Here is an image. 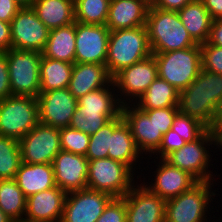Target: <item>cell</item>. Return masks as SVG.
Listing matches in <instances>:
<instances>
[{"label": "cell", "mask_w": 222, "mask_h": 222, "mask_svg": "<svg viewBox=\"0 0 222 222\" xmlns=\"http://www.w3.org/2000/svg\"><path fill=\"white\" fill-rule=\"evenodd\" d=\"M202 70L222 75V47L200 44Z\"/></svg>", "instance_id": "cell-37"}, {"label": "cell", "mask_w": 222, "mask_h": 222, "mask_svg": "<svg viewBox=\"0 0 222 222\" xmlns=\"http://www.w3.org/2000/svg\"><path fill=\"white\" fill-rule=\"evenodd\" d=\"M215 219H213V220H211L212 222H217V221H214ZM209 222H210V220H209ZM220 222H222V218H221V220H220Z\"/></svg>", "instance_id": "cell-52"}, {"label": "cell", "mask_w": 222, "mask_h": 222, "mask_svg": "<svg viewBox=\"0 0 222 222\" xmlns=\"http://www.w3.org/2000/svg\"><path fill=\"white\" fill-rule=\"evenodd\" d=\"M21 8L15 0H0V21L10 23Z\"/></svg>", "instance_id": "cell-42"}, {"label": "cell", "mask_w": 222, "mask_h": 222, "mask_svg": "<svg viewBox=\"0 0 222 222\" xmlns=\"http://www.w3.org/2000/svg\"><path fill=\"white\" fill-rule=\"evenodd\" d=\"M112 82L105 64L74 63L68 89L79 99L81 96L108 86Z\"/></svg>", "instance_id": "cell-23"}, {"label": "cell", "mask_w": 222, "mask_h": 222, "mask_svg": "<svg viewBox=\"0 0 222 222\" xmlns=\"http://www.w3.org/2000/svg\"><path fill=\"white\" fill-rule=\"evenodd\" d=\"M148 9L143 0H111L106 26L110 31L145 26Z\"/></svg>", "instance_id": "cell-24"}, {"label": "cell", "mask_w": 222, "mask_h": 222, "mask_svg": "<svg viewBox=\"0 0 222 222\" xmlns=\"http://www.w3.org/2000/svg\"><path fill=\"white\" fill-rule=\"evenodd\" d=\"M148 6H152L157 0H143Z\"/></svg>", "instance_id": "cell-50"}, {"label": "cell", "mask_w": 222, "mask_h": 222, "mask_svg": "<svg viewBox=\"0 0 222 222\" xmlns=\"http://www.w3.org/2000/svg\"><path fill=\"white\" fill-rule=\"evenodd\" d=\"M0 222H14L10 217H8L1 209H0Z\"/></svg>", "instance_id": "cell-49"}, {"label": "cell", "mask_w": 222, "mask_h": 222, "mask_svg": "<svg viewBox=\"0 0 222 222\" xmlns=\"http://www.w3.org/2000/svg\"><path fill=\"white\" fill-rule=\"evenodd\" d=\"M213 182L217 183L216 181H198L189 190L166 200L164 222H208L211 220L208 216H212L209 212L212 214L211 210L214 206L210 204L216 200L215 197L220 195L217 193L220 192L218 188L217 190L212 188L219 184L214 185Z\"/></svg>", "instance_id": "cell-4"}, {"label": "cell", "mask_w": 222, "mask_h": 222, "mask_svg": "<svg viewBox=\"0 0 222 222\" xmlns=\"http://www.w3.org/2000/svg\"><path fill=\"white\" fill-rule=\"evenodd\" d=\"M192 0H157L152 7L178 12Z\"/></svg>", "instance_id": "cell-44"}, {"label": "cell", "mask_w": 222, "mask_h": 222, "mask_svg": "<svg viewBox=\"0 0 222 222\" xmlns=\"http://www.w3.org/2000/svg\"><path fill=\"white\" fill-rule=\"evenodd\" d=\"M150 163L155 164V171L152 173L149 170L151 182H146V176H139L141 183L146 186L151 192L157 194L164 200L171 199L189 190L198 181L188 172L172 166L165 159L153 158ZM157 159V160H156ZM157 162V164H156ZM157 167V168H156ZM153 176V179H152ZM140 177H143V181Z\"/></svg>", "instance_id": "cell-14"}, {"label": "cell", "mask_w": 222, "mask_h": 222, "mask_svg": "<svg viewBox=\"0 0 222 222\" xmlns=\"http://www.w3.org/2000/svg\"><path fill=\"white\" fill-rule=\"evenodd\" d=\"M0 209L14 222H23L26 197L15 179L0 180Z\"/></svg>", "instance_id": "cell-31"}, {"label": "cell", "mask_w": 222, "mask_h": 222, "mask_svg": "<svg viewBox=\"0 0 222 222\" xmlns=\"http://www.w3.org/2000/svg\"><path fill=\"white\" fill-rule=\"evenodd\" d=\"M39 123L37 97L11 95L0 101V135L17 140Z\"/></svg>", "instance_id": "cell-9"}, {"label": "cell", "mask_w": 222, "mask_h": 222, "mask_svg": "<svg viewBox=\"0 0 222 222\" xmlns=\"http://www.w3.org/2000/svg\"><path fill=\"white\" fill-rule=\"evenodd\" d=\"M14 179L26 198L57 186L53 166L47 163L21 162Z\"/></svg>", "instance_id": "cell-25"}, {"label": "cell", "mask_w": 222, "mask_h": 222, "mask_svg": "<svg viewBox=\"0 0 222 222\" xmlns=\"http://www.w3.org/2000/svg\"><path fill=\"white\" fill-rule=\"evenodd\" d=\"M214 148L217 149L216 152ZM218 149L219 142L217 138L211 129H207L195 141L186 142L180 149L170 153L165 160L172 166L188 172L197 181H215L217 174L213 173L210 168L214 165L211 164L214 162L213 154L217 153Z\"/></svg>", "instance_id": "cell-6"}, {"label": "cell", "mask_w": 222, "mask_h": 222, "mask_svg": "<svg viewBox=\"0 0 222 222\" xmlns=\"http://www.w3.org/2000/svg\"><path fill=\"white\" fill-rule=\"evenodd\" d=\"M15 1L18 2L22 7H31L35 0H15Z\"/></svg>", "instance_id": "cell-48"}, {"label": "cell", "mask_w": 222, "mask_h": 222, "mask_svg": "<svg viewBox=\"0 0 222 222\" xmlns=\"http://www.w3.org/2000/svg\"><path fill=\"white\" fill-rule=\"evenodd\" d=\"M207 43L222 47V18L212 20Z\"/></svg>", "instance_id": "cell-43"}, {"label": "cell", "mask_w": 222, "mask_h": 222, "mask_svg": "<svg viewBox=\"0 0 222 222\" xmlns=\"http://www.w3.org/2000/svg\"><path fill=\"white\" fill-rule=\"evenodd\" d=\"M11 48L41 52L49 36V29L32 7H22L10 22Z\"/></svg>", "instance_id": "cell-13"}, {"label": "cell", "mask_w": 222, "mask_h": 222, "mask_svg": "<svg viewBox=\"0 0 222 222\" xmlns=\"http://www.w3.org/2000/svg\"><path fill=\"white\" fill-rule=\"evenodd\" d=\"M113 81L106 87L89 92L78 99L70 128L92 135L121 113Z\"/></svg>", "instance_id": "cell-2"}, {"label": "cell", "mask_w": 222, "mask_h": 222, "mask_svg": "<svg viewBox=\"0 0 222 222\" xmlns=\"http://www.w3.org/2000/svg\"><path fill=\"white\" fill-rule=\"evenodd\" d=\"M171 129L176 131V134L181 136L186 142L195 141L207 130L198 120L180 112L173 119Z\"/></svg>", "instance_id": "cell-36"}, {"label": "cell", "mask_w": 222, "mask_h": 222, "mask_svg": "<svg viewBox=\"0 0 222 222\" xmlns=\"http://www.w3.org/2000/svg\"><path fill=\"white\" fill-rule=\"evenodd\" d=\"M31 7L49 30L75 23L74 0H35Z\"/></svg>", "instance_id": "cell-26"}, {"label": "cell", "mask_w": 222, "mask_h": 222, "mask_svg": "<svg viewBox=\"0 0 222 222\" xmlns=\"http://www.w3.org/2000/svg\"><path fill=\"white\" fill-rule=\"evenodd\" d=\"M158 77L164 79L179 92L187 88L202 69L200 44L180 50L153 54Z\"/></svg>", "instance_id": "cell-7"}, {"label": "cell", "mask_w": 222, "mask_h": 222, "mask_svg": "<svg viewBox=\"0 0 222 222\" xmlns=\"http://www.w3.org/2000/svg\"><path fill=\"white\" fill-rule=\"evenodd\" d=\"M76 21L51 29L42 56L68 63H75Z\"/></svg>", "instance_id": "cell-27"}, {"label": "cell", "mask_w": 222, "mask_h": 222, "mask_svg": "<svg viewBox=\"0 0 222 222\" xmlns=\"http://www.w3.org/2000/svg\"><path fill=\"white\" fill-rule=\"evenodd\" d=\"M211 131L220 142L222 140V102L218 107Z\"/></svg>", "instance_id": "cell-47"}, {"label": "cell", "mask_w": 222, "mask_h": 222, "mask_svg": "<svg viewBox=\"0 0 222 222\" xmlns=\"http://www.w3.org/2000/svg\"><path fill=\"white\" fill-rule=\"evenodd\" d=\"M150 55L152 53L145 26L110 32L105 65L112 77L121 69Z\"/></svg>", "instance_id": "cell-5"}, {"label": "cell", "mask_w": 222, "mask_h": 222, "mask_svg": "<svg viewBox=\"0 0 222 222\" xmlns=\"http://www.w3.org/2000/svg\"><path fill=\"white\" fill-rule=\"evenodd\" d=\"M182 24L197 44L206 43L212 18L201 0H192L178 11Z\"/></svg>", "instance_id": "cell-28"}, {"label": "cell", "mask_w": 222, "mask_h": 222, "mask_svg": "<svg viewBox=\"0 0 222 222\" xmlns=\"http://www.w3.org/2000/svg\"><path fill=\"white\" fill-rule=\"evenodd\" d=\"M90 135L70 127L60 128L61 150L85 156Z\"/></svg>", "instance_id": "cell-35"}, {"label": "cell", "mask_w": 222, "mask_h": 222, "mask_svg": "<svg viewBox=\"0 0 222 222\" xmlns=\"http://www.w3.org/2000/svg\"><path fill=\"white\" fill-rule=\"evenodd\" d=\"M157 76V63L153 54L121 69L112 77L120 104H135Z\"/></svg>", "instance_id": "cell-11"}, {"label": "cell", "mask_w": 222, "mask_h": 222, "mask_svg": "<svg viewBox=\"0 0 222 222\" xmlns=\"http://www.w3.org/2000/svg\"><path fill=\"white\" fill-rule=\"evenodd\" d=\"M186 144V141L176 134V131H173L172 129H169L162 138V142L158 148V150L152 155L154 157H146L145 161L148 159V163L150 162L152 158H161L165 159L170 153H172L175 150L180 149L182 146ZM159 155V156H158Z\"/></svg>", "instance_id": "cell-38"}, {"label": "cell", "mask_w": 222, "mask_h": 222, "mask_svg": "<svg viewBox=\"0 0 222 222\" xmlns=\"http://www.w3.org/2000/svg\"><path fill=\"white\" fill-rule=\"evenodd\" d=\"M66 195L55 186L29 196L23 222H61Z\"/></svg>", "instance_id": "cell-21"}, {"label": "cell", "mask_w": 222, "mask_h": 222, "mask_svg": "<svg viewBox=\"0 0 222 222\" xmlns=\"http://www.w3.org/2000/svg\"><path fill=\"white\" fill-rule=\"evenodd\" d=\"M110 32L106 25L76 22L75 63L105 64Z\"/></svg>", "instance_id": "cell-17"}, {"label": "cell", "mask_w": 222, "mask_h": 222, "mask_svg": "<svg viewBox=\"0 0 222 222\" xmlns=\"http://www.w3.org/2000/svg\"><path fill=\"white\" fill-rule=\"evenodd\" d=\"M11 49L10 23L0 21V52Z\"/></svg>", "instance_id": "cell-45"}, {"label": "cell", "mask_w": 222, "mask_h": 222, "mask_svg": "<svg viewBox=\"0 0 222 222\" xmlns=\"http://www.w3.org/2000/svg\"><path fill=\"white\" fill-rule=\"evenodd\" d=\"M149 119H153L157 129L164 135L169 129H171L173 119L179 112L178 107H167L153 110H143Z\"/></svg>", "instance_id": "cell-39"}, {"label": "cell", "mask_w": 222, "mask_h": 222, "mask_svg": "<svg viewBox=\"0 0 222 222\" xmlns=\"http://www.w3.org/2000/svg\"><path fill=\"white\" fill-rule=\"evenodd\" d=\"M219 152H221L220 154H222V140L219 142Z\"/></svg>", "instance_id": "cell-51"}, {"label": "cell", "mask_w": 222, "mask_h": 222, "mask_svg": "<svg viewBox=\"0 0 222 222\" xmlns=\"http://www.w3.org/2000/svg\"><path fill=\"white\" fill-rule=\"evenodd\" d=\"M11 95L6 52H0V101Z\"/></svg>", "instance_id": "cell-41"}, {"label": "cell", "mask_w": 222, "mask_h": 222, "mask_svg": "<svg viewBox=\"0 0 222 222\" xmlns=\"http://www.w3.org/2000/svg\"><path fill=\"white\" fill-rule=\"evenodd\" d=\"M72 63L43 57L40 63V92L67 88L70 83Z\"/></svg>", "instance_id": "cell-30"}, {"label": "cell", "mask_w": 222, "mask_h": 222, "mask_svg": "<svg viewBox=\"0 0 222 222\" xmlns=\"http://www.w3.org/2000/svg\"><path fill=\"white\" fill-rule=\"evenodd\" d=\"M122 198L126 204V222H164L166 200L151 192L140 180Z\"/></svg>", "instance_id": "cell-16"}, {"label": "cell", "mask_w": 222, "mask_h": 222, "mask_svg": "<svg viewBox=\"0 0 222 222\" xmlns=\"http://www.w3.org/2000/svg\"><path fill=\"white\" fill-rule=\"evenodd\" d=\"M222 102V75L205 71L179 92L178 111L211 129Z\"/></svg>", "instance_id": "cell-1"}, {"label": "cell", "mask_w": 222, "mask_h": 222, "mask_svg": "<svg viewBox=\"0 0 222 222\" xmlns=\"http://www.w3.org/2000/svg\"><path fill=\"white\" fill-rule=\"evenodd\" d=\"M121 114L131 129L139 151L143 156L151 157L158 150L163 138L153 119H149V116L135 104L122 105Z\"/></svg>", "instance_id": "cell-19"}, {"label": "cell", "mask_w": 222, "mask_h": 222, "mask_svg": "<svg viewBox=\"0 0 222 222\" xmlns=\"http://www.w3.org/2000/svg\"><path fill=\"white\" fill-rule=\"evenodd\" d=\"M108 158L124 163L135 174L137 172L138 177L143 175L142 171L145 168L150 169V165L153 167H151V170L154 169V166L150 163L146 167H141L144 166L141 165V163L143 162V158L145 160L146 157H144L137 148V145L132 136L131 129L125 120L113 131V134L111 135V143L108 149Z\"/></svg>", "instance_id": "cell-22"}, {"label": "cell", "mask_w": 222, "mask_h": 222, "mask_svg": "<svg viewBox=\"0 0 222 222\" xmlns=\"http://www.w3.org/2000/svg\"><path fill=\"white\" fill-rule=\"evenodd\" d=\"M88 159L61 150L52 161L56 185L66 193L87 188Z\"/></svg>", "instance_id": "cell-20"}, {"label": "cell", "mask_w": 222, "mask_h": 222, "mask_svg": "<svg viewBox=\"0 0 222 222\" xmlns=\"http://www.w3.org/2000/svg\"><path fill=\"white\" fill-rule=\"evenodd\" d=\"M178 98L179 91L157 76L135 105L141 110L177 107Z\"/></svg>", "instance_id": "cell-29"}, {"label": "cell", "mask_w": 222, "mask_h": 222, "mask_svg": "<svg viewBox=\"0 0 222 222\" xmlns=\"http://www.w3.org/2000/svg\"><path fill=\"white\" fill-rule=\"evenodd\" d=\"M111 0H74L75 21L106 25Z\"/></svg>", "instance_id": "cell-32"}, {"label": "cell", "mask_w": 222, "mask_h": 222, "mask_svg": "<svg viewBox=\"0 0 222 222\" xmlns=\"http://www.w3.org/2000/svg\"><path fill=\"white\" fill-rule=\"evenodd\" d=\"M145 27L151 53H164L196 46L178 12L149 6Z\"/></svg>", "instance_id": "cell-3"}, {"label": "cell", "mask_w": 222, "mask_h": 222, "mask_svg": "<svg viewBox=\"0 0 222 222\" xmlns=\"http://www.w3.org/2000/svg\"><path fill=\"white\" fill-rule=\"evenodd\" d=\"M96 222H126V204L123 198H113Z\"/></svg>", "instance_id": "cell-40"}, {"label": "cell", "mask_w": 222, "mask_h": 222, "mask_svg": "<svg viewBox=\"0 0 222 222\" xmlns=\"http://www.w3.org/2000/svg\"><path fill=\"white\" fill-rule=\"evenodd\" d=\"M37 100L40 123L56 128L69 127L78 99L70 93L68 87L40 92Z\"/></svg>", "instance_id": "cell-18"}, {"label": "cell", "mask_w": 222, "mask_h": 222, "mask_svg": "<svg viewBox=\"0 0 222 222\" xmlns=\"http://www.w3.org/2000/svg\"><path fill=\"white\" fill-rule=\"evenodd\" d=\"M135 175L127 165L117 160H89L87 188L108 193L113 198H122L138 181L139 177Z\"/></svg>", "instance_id": "cell-8"}, {"label": "cell", "mask_w": 222, "mask_h": 222, "mask_svg": "<svg viewBox=\"0 0 222 222\" xmlns=\"http://www.w3.org/2000/svg\"><path fill=\"white\" fill-rule=\"evenodd\" d=\"M112 199L108 193L88 188L69 192L61 222H96Z\"/></svg>", "instance_id": "cell-15"}, {"label": "cell", "mask_w": 222, "mask_h": 222, "mask_svg": "<svg viewBox=\"0 0 222 222\" xmlns=\"http://www.w3.org/2000/svg\"><path fill=\"white\" fill-rule=\"evenodd\" d=\"M124 121L120 113L116 118L111 119L96 133L90 135L88 150L85 157L89 160L108 158V149L111 143L113 131Z\"/></svg>", "instance_id": "cell-34"}, {"label": "cell", "mask_w": 222, "mask_h": 222, "mask_svg": "<svg viewBox=\"0 0 222 222\" xmlns=\"http://www.w3.org/2000/svg\"><path fill=\"white\" fill-rule=\"evenodd\" d=\"M12 95L37 97L40 94V63L38 51L9 49L6 51Z\"/></svg>", "instance_id": "cell-10"}, {"label": "cell", "mask_w": 222, "mask_h": 222, "mask_svg": "<svg viewBox=\"0 0 222 222\" xmlns=\"http://www.w3.org/2000/svg\"><path fill=\"white\" fill-rule=\"evenodd\" d=\"M20 164L19 140L0 135V180L14 179Z\"/></svg>", "instance_id": "cell-33"}, {"label": "cell", "mask_w": 222, "mask_h": 222, "mask_svg": "<svg viewBox=\"0 0 222 222\" xmlns=\"http://www.w3.org/2000/svg\"><path fill=\"white\" fill-rule=\"evenodd\" d=\"M212 20L222 18V0H201Z\"/></svg>", "instance_id": "cell-46"}, {"label": "cell", "mask_w": 222, "mask_h": 222, "mask_svg": "<svg viewBox=\"0 0 222 222\" xmlns=\"http://www.w3.org/2000/svg\"><path fill=\"white\" fill-rule=\"evenodd\" d=\"M21 162L26 164H52L61 151L60 128L38 123L19 140Z\"/></svg>", "instance_id": "cell-12"}]
</instances>
